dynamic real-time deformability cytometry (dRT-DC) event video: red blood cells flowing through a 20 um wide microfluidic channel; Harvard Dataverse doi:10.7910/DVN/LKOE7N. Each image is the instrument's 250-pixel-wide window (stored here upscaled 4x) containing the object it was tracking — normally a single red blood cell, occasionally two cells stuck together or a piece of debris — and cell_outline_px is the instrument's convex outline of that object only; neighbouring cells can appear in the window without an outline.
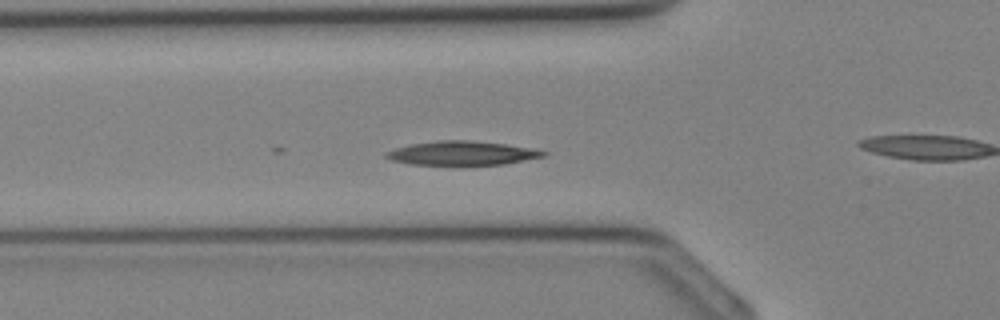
{"species": "Egyptian fruit bat (a non-hibernating species)", "species_latin": "Rousettus aegyptiacus", "temperature_condition": "cold", "stored_images_in_passage": 29, "camera_frame_rate_fps": 3000, "um_per_image_px": 0.085, "animal": {"sex": "female"}, "frame": {"image": 1, "passage_image": 11, "time_ms": 3.333, "image_size_px": [1000, 320], "cell_outline_px": [[548, 152], [544, 156], [504, 164], [408, 164], [392, 160], [384, 156], [384, 152], [408, 144], [440, 140], [468, 140], [504, 144], [528, 148]], "centroid_in_image_um": [39.2, 13.01], "position_along_channel_um": 86.6, "area_um2": 21.56}}
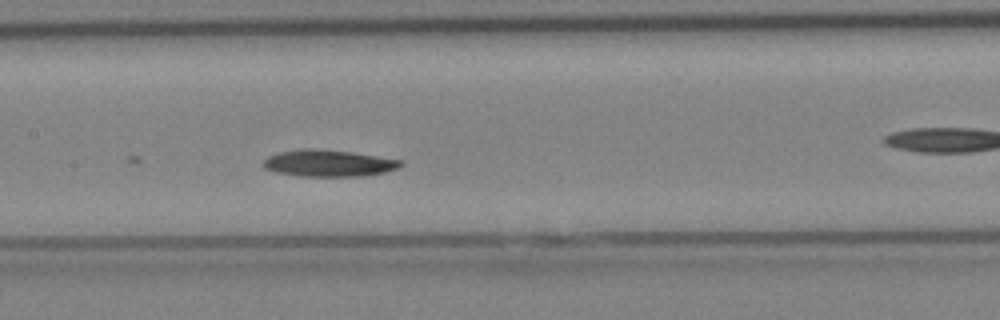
{"frame": {"image": 2, "passage_image": 16, "time_ms": 5.0, "image_size_px": [1000, 320], "cell_outline_px": [[404, 164], [400, 168], [384, 172], [364, 176], [300, 176], [276, 172], [264, 168], [264, 160], [268, 156], [280, 152], [300, 148], [316, 148], [352, 152], [404, 160]], "centroid_in_image_um": [27.97, 13.86], "position_along_channel_um": 179.4, "area_um2": 21.56}}